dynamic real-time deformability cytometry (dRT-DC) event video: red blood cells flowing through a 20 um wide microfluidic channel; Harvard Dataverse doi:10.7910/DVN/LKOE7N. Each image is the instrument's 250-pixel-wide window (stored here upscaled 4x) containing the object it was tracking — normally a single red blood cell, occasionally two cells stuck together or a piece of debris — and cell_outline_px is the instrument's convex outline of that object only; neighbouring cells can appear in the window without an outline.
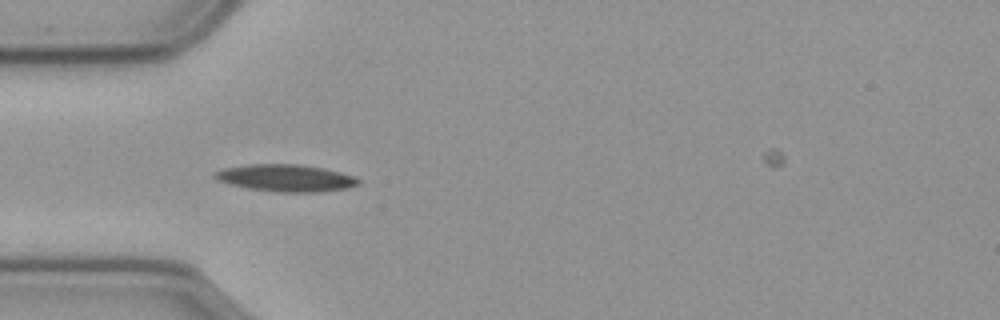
{"species": "common noctule bat (a hibernating species)", "species_latin": "Nyctalus noctula", "temperature_condition": "cold", "stored_images_in_passage": 37, "camera_frame_rate_fps": 3000, "um_per_image_px": 0.085, "animal": {"sex": "male", "body_mass_g": 23.1, "forearm_length_mm": 52.7}, "frame": {"image": 1, "passage_image": 1, "time_ms": 0.0, "image_size_px": [1000, 320], "cell_outline_px": [[360, 184], [344, 188], [320, 192], [280, 192], [248, 188], [228, 184], [212, 176], [212, 172], [224, 168], [248, 164], [300, 164], [324, 168], [340, 172], [352, 176], [360, 180]], "centroid_in_image_um": [24.26, 15.12], "position_along_channel_um": 60.7, "area_um2": 22.6}}
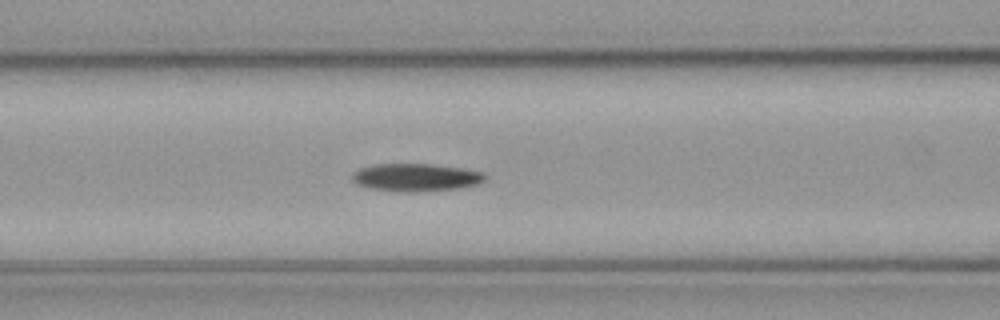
{"frame": {"image": 2, "passage_image": 7, "time_ms": 2.0, "image_size_px": [1000, 320], "cell_outline_px": [[488, 176], [480, 184], [460, 188], [408, 192], [404, 192], [368, 188], [356, 184], [352, 180], [352, 172], [360, 168], [372, 164], [432, 164], [464, 168], [484, 172]], "centroid_in_image_um": [35.36, 15.07], "position_along_channel_um": 131.2, "area_um2": 21.73}}
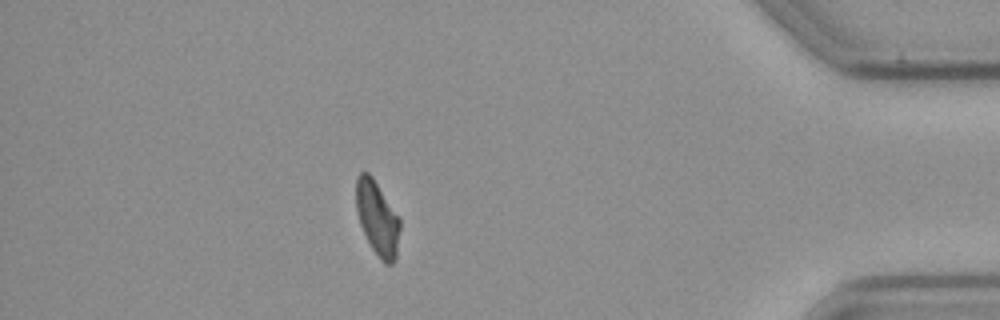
{"frame": {"image": 3, "passage_image": 34, "time_ms": 11.0, "image_size_px": [1000, 320], "cell_outline_px": [[400, 228], [396, 260], [392, 264], [384, 264], [380, 260], [372, 248], [360, 224], [356, 208], [356, 176], [360, 172], [368, 172], [372, 176], [400, 220]], "centroid_in_image_um": [32.07, 18.57], "position_along_channel_um": 403.1, "area_um2": 18.79}, "authors_computed_cell_mechanics": {"area_um2": 20.5768, "velocity_mm_per_s": 3.5665, "shape_relaxation_time_tau1_ms": 5.0381, "shape_relaxation_time_tau2_ms": null, "deformation_change_tau1": 0.1513, "deformation_change_tau2": null}}